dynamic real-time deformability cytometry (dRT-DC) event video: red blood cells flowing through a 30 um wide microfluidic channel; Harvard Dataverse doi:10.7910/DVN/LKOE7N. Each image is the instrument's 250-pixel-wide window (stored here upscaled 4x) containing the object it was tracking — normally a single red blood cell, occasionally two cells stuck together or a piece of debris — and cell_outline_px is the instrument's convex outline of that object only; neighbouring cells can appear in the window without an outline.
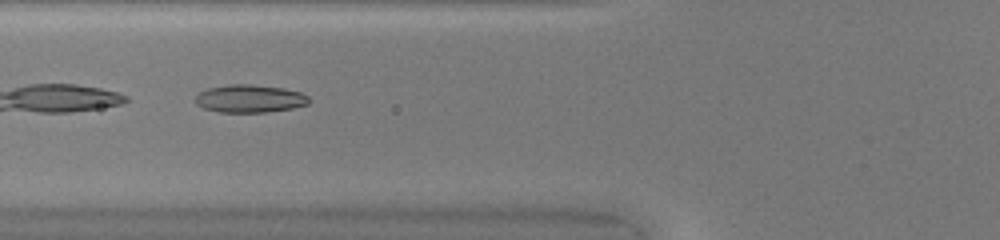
{"species": "common noctule bat (a hibernating species)", "species_latin": "Nyctalus noctula", "temperature_condition": "warm", "stored_images_in_passage": 31, "camera_frame_rate_fps": 3000, "um_per_image_px": 0.085, "animal": {"sex": "female", "body_mass_g": 20.0, "forearm_length_mm": 54.0}, "frame": {"image": 1, "passage_image": 3, "time_ms": 0.667, "image_size_px": [1000, 240], "cell_outline_px": [[312, 100], [308, 104], [292, 108], [268, 112], [220, 112], [204, 108], [196, 104], [196, 96], [200, 92], [208, 88], [228, 84], [248, 84], [284, 88], [300, 92], [308, 96]], "centroid_in_image_um": [21.25, 8.38], "position_along_channel_um": 104.5, "area_um2": 18.44}}
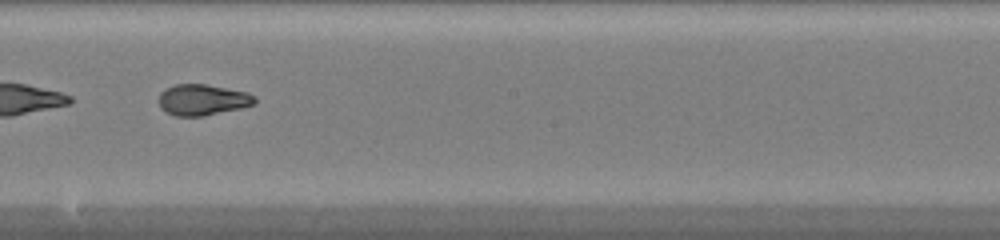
{"frame": {"image": 2, "passage_image": 12, "time_ms": 3.667, "image_size_px": [1000, 240], "cell_outline_px": [[256, 100], [252, 104], [240, 108], [204, 116], [176, 116], [160, 108], [156, 100], [160, 92], [164, 88], [176, 84], [204, 84], [248, 92], [256, 96]], "centroid_in_image_um": [17.16, 8.48], "position_along_channel_um": 231.0, "area_um2": 17.46}}
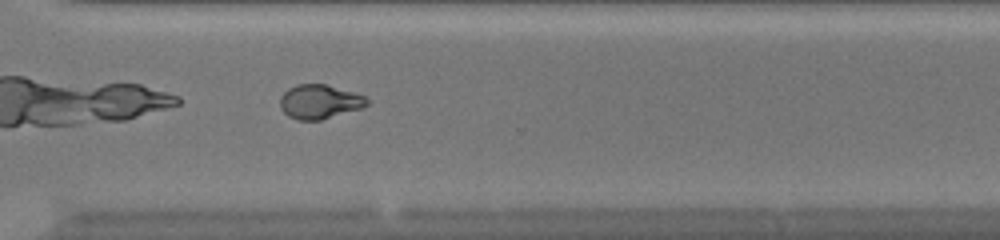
{"frame": {"image": 3, "passage_image": 20, "time_ms": 6.333, "image_size_px": [1000, 240], "cell_outline_px": [[368, 104], [364, 108], [320, 120], [296, 120], [288, 116], [280, 108], [280, 96], [288, 88], [296, 84], [324, 84], [352, 92], [364, 96], [368, 100]], "centroid_in_image_um": [27.14, 8.65], "position_along_channel_um": 343.5, "area_um2": 17.34}}